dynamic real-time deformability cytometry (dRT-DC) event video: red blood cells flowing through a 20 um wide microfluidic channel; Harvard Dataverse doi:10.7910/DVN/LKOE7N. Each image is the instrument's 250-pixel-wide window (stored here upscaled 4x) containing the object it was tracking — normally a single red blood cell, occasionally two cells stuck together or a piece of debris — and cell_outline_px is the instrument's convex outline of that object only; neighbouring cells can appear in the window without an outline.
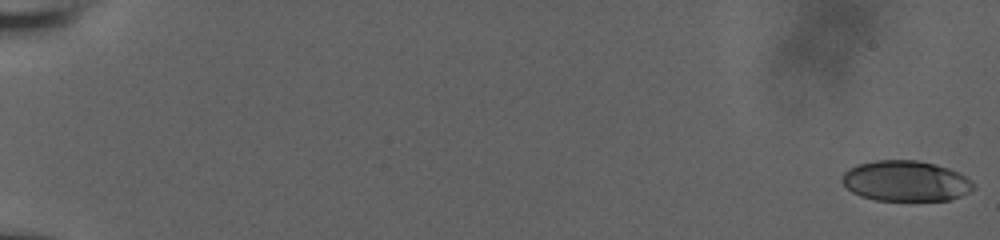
{"species": "human", "species_latin": "Homo sapiens", "temperature_condition": "room temperature", "stored_images_in_passage": 21, "camera_frame_rate_fps": 3000, "um_per_image_px": 0.085, "donor": {"sex": "male"}, "frame": {"image": 1, "passage_image": 1, "time_ms": 0.0, "image_size_px": [1000, 240], "cell_outline_px": [[976, 184], [968, 192], [960, 196], [948, 200], [876, 200], [860, 196], [852, 192], [840, 180], [840, 176], [848, 168], [856, 164], [876, 160], [916, 160], [936, 164], [960, 172], [972, 180]], "centroid_in_image_um": [76.97, 15.37], "position_along_channel_um": 8.0, "area_um2": 31.27}}